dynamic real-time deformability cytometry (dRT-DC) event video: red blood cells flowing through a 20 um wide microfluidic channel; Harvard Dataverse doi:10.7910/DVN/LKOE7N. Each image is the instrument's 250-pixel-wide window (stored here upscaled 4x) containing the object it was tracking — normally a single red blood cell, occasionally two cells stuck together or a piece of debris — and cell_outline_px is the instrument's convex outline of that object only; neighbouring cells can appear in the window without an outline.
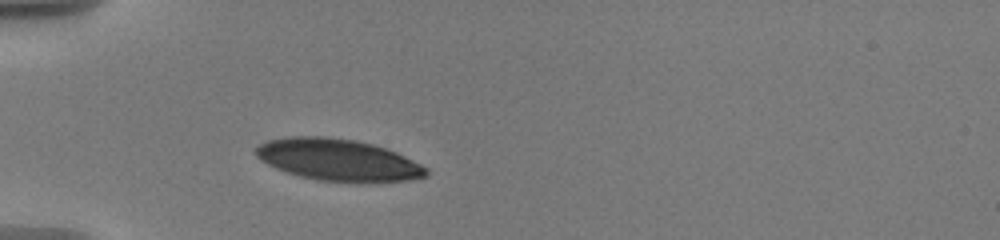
{"species": "human", "species_latin": "Homo sapiens", "temperature_condition": "warm", "stored_images_in_passage": 3, "camera_frame_rate_fps": 3000, "um_per_image_px": 0.085, "donor": {"sex": "male"}, "frame": {"image": 1, "passage_image": 3, "time_ms": 2.0, "image_size_px": [1000, 240], "cell_outline_px": [[428, 176], [412, 180], [316, 180], [300, 176], [276, 168], [260, 160], [256, 156], [256, 148], [260, 144], [268, 140], [288, 136], [324, 136], [356, 140], [372, 144], [396, 152], [428, 168]], "centroid_in_image_um": [28.7, 13.55], "position_along_channel_um": 56.3, "area_um2": 40.63}}